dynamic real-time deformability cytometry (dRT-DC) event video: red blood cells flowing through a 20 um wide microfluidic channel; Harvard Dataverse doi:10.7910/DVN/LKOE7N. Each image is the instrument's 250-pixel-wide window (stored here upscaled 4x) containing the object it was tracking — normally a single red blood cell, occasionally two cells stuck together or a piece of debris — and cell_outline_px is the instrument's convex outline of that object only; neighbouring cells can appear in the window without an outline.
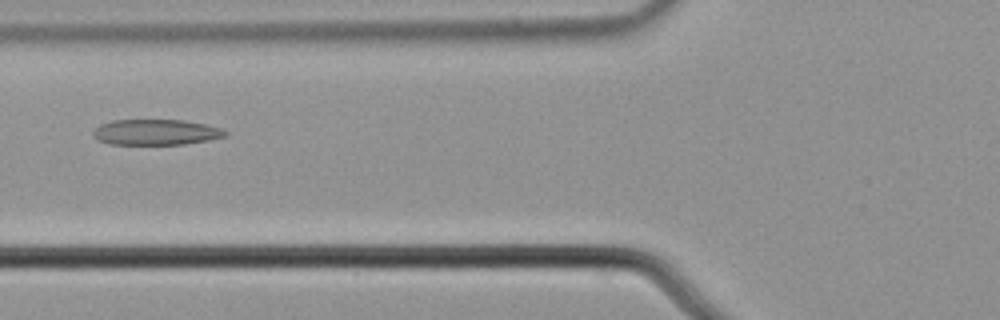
{"species": "common noctule bat (a hibernating species)", "species_latin": "Nyctalus noctula", "temperature_condition": "cold", "stored_images_in_passage": 6, "camera_frame_rate_fps": 3000, "um_per_image_px": 0.085, "animal": {"sex": "male", "body_mass_g": 21.5, "forearm_length_mm": 52.0}, "frame": {"image": 1, "passage_image": 6, "time_ms": 1.667, "image_size_px": [1000, 320], "cell_outline_px": [[228, 136], [208, 140], [184, 144], [108, 144], [92, 136], [92, 132], [100, 124], [112, 120], [184, 120], [224, 128], [228, 132]], "centroid_in_image_um": [13.28, 11.23], "position_along_channel_um": 112.5, "area_um2": 19.83}}